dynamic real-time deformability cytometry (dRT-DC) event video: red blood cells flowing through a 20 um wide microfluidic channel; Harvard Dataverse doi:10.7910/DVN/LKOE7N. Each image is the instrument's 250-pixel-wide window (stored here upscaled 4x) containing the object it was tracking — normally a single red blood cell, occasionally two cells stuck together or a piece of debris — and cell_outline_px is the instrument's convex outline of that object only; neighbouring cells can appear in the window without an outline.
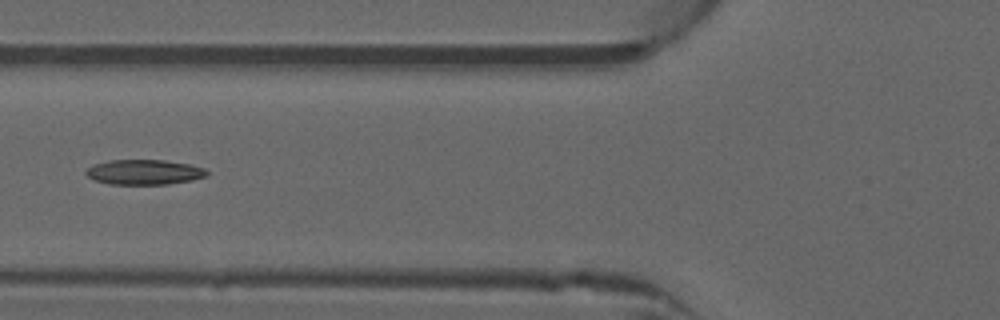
{"species": "common noctule bat (a hibernating species)", "species_latin": "Nyctalus noctula", "temperature_condition": "warm", "stored_images_in_passage": 44, "camera_frame_rate_fps": 3000, "um_per_image_px": 0.085, "animal": {"sex": "male", "forearm_length_mm": 52.5}, "frame": {"image": 1, "passage_image": 13, "time_ms": 4.0, "image_size_px": [1000, 320], "cell_outline_px": [[208, 176], [192, 180], [168, 184], [108, 184], [96, 180], [88, 176], [84, 172], [92, 164], [108, 160], [164, 160], [188, 164], [204, 168], [208, 172]], "centroid_in_image_um": [12.25, 14.63], "position_along_channel_um": 113.5, "area_um2": 17.63}, "authors_computed_cell_mechanics": {"area_um2": 17.4267, "velocity_mm_per_s": 4.0109, "shape_relaxation_time_tau1_ms": null, "shape_relaxation_time_tau2_ms": 6.8886, "deformation_change_tau1": null, "deformation_change_tau2": 0.167}}